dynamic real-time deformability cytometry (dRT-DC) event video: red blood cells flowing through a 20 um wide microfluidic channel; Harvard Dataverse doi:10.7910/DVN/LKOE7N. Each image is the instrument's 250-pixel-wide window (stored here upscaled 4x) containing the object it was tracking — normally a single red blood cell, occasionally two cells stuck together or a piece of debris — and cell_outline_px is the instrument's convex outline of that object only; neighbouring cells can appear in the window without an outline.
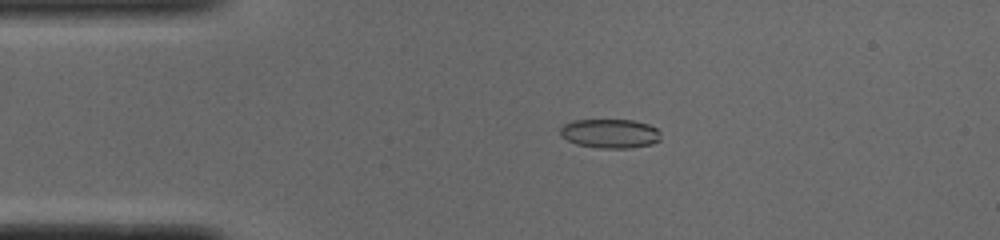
{"species": "common noctule bat (a hibernating species)", "species_latin": "Nyctalus noctula", "temperature_condition": "cold", "stored_images_in_passage": 52, "camera_frame_rate_fps": 3000, "um_per_image_px": 0.085, "animal": {"sex": "male", "body_mass_g": 19.0, "forearm_length_mm": 50.8}, "frame": {"image": 1, "passage_image": 11, "time_ms": 3.333, "image_size_px": [1000, 240], "cell_outline_px": [[660, 140], [652, 144], [632, 148], [600, 148], [576, 144], [560, 136], [560, 128], [564, 124], [572, 120], [632, 120], [648, 124], [656, 128], [660, 132]], "centroid_in_image_um": [51.85, 11.35], "position_along_channel_um": 33.2, "area_um2": 17.17}}
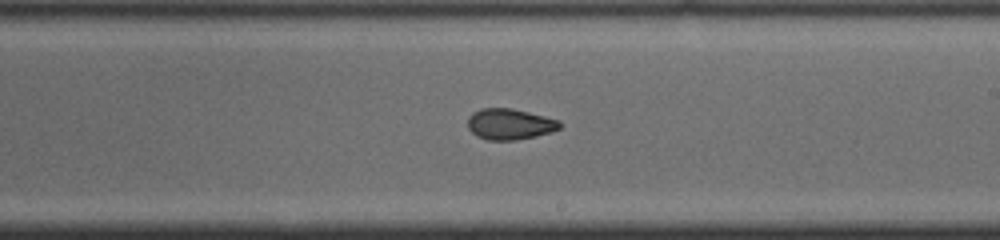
{"frame": {"image": 2, "passage_image": 30, "time_ms": 9.667, "image_size_px": [1000, 240], "cell_outline_px": [[564, 124], [560, 128], [552, 132], [536, 136], [516, 140], [488, 140], [476, 136], [468, 128], [468, 116], [472, 112], [480, 108], [512, 108], [560, 120]], "centroid_in_image_um": [43.34, 10.55], "position_along_channel_um": 245.7, "area_um2": 16.82}}
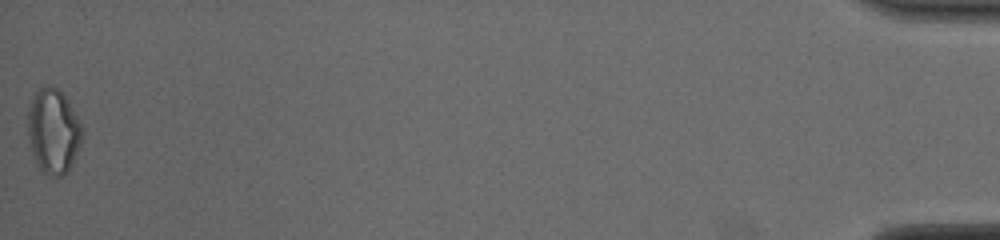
{"frame": {"image": 3, "passage_image": 52, "time_ms": 17.0, "image_size_px": [1000, 240], "cell_outline_px": [[80, 144], [68, 168], [60, 176], [48, 176], [36, 164], [32, 152], [28, 136], [28, 108], [36, 92], [40, 88], [48, 84], [56, 88], [64, 96], [80, 124]], "centroid_in_image_um": [4.47, 11.14], "position_along_channel_um": 430.7, "area_um2": 25.84}, "authors_computed_cell_mechanics": {"area_um2": 17.1666, "velocity_mm_per_s": 3.9069, "shape_relaxation_time_tau1_ms": 6.1744, "shape_relaxation_time_tau2_ms": 1.861, "deformation_change_tau1": 0.1317, "deformation_change_tau2": 0.0623}}